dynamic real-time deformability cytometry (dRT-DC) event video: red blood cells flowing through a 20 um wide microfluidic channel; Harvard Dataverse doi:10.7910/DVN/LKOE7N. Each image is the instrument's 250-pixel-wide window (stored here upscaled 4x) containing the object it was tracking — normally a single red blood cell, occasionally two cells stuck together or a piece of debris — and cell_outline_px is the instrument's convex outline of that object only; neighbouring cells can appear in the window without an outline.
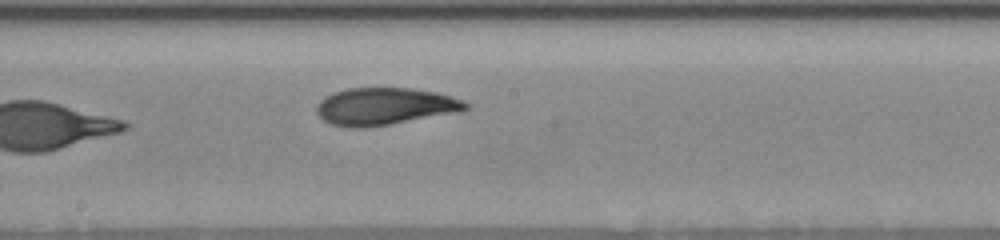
{"species": "human", "species_latin": "Homo sapiens", "temperature_condition": "room temperature", "stored_images_in_passage": 18, "camera_frame_rate_fps": 3000, "um_per_image_px": 0.085, "donor": {"sex": "female"}, "frame": {"image": 1, "passage_image": 18, "time_ms": 6.667, "image_size_px": [1000, 240], "cell_outline_px": [[468, 108], [388, 124], [332, 124], [324, 120], [316, 112], [316, 108], [320, 100], [336, 92], [348, 88], [412, 88], [436, 92], [464, 100], [468, 104]], "centroid_in_image_um": [32.7, 8.97], "position_along_channel_um": 215.5, "area_um2": 30.4}}